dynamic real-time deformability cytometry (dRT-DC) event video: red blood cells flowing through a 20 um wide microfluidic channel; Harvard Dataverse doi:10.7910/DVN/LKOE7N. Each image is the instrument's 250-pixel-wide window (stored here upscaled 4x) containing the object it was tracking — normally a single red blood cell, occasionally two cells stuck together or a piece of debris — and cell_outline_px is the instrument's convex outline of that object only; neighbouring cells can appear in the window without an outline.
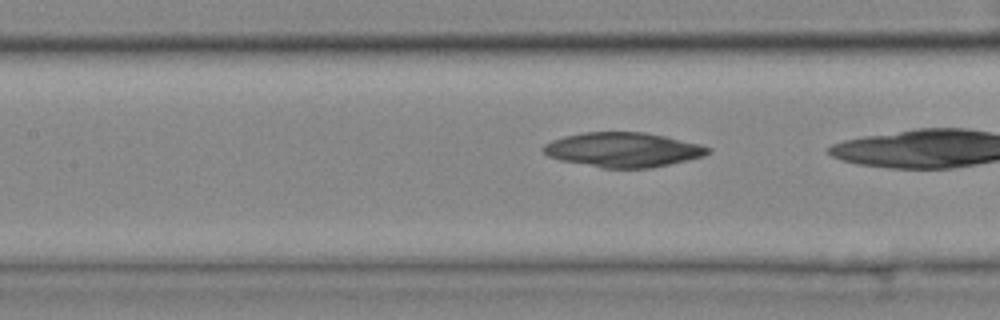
{"species": "common noctule bat (a hibernating species)", "species_latin": "Nyctalus noctula", "temperature_condition": "cold", "stored_images_in_passage": 30, "camera_frame_rate_fps": 3000, "um_per_image_px": 0.085, "animal": {"sex": "female", "body_mass_g": 25.1}, "frame": {"image": 1, "passage_image": 22, "time_ms": 7.0, "image_size_px": [1000, 320], "cell_outline_px": [[712, 152], [704, 156], [688, 160], [652, 168], [604, 168], [560, 160], [548, 156], [540, 148], [544, 144], [552, 140], [564, 136], [584, 132], [644, 132], [664, 136], [700, 144], [712, 148]], "centroid_in_image_um": [52.97, 12.73], "position_along_channel_um": 154.4, "area_um2": 33.29}}